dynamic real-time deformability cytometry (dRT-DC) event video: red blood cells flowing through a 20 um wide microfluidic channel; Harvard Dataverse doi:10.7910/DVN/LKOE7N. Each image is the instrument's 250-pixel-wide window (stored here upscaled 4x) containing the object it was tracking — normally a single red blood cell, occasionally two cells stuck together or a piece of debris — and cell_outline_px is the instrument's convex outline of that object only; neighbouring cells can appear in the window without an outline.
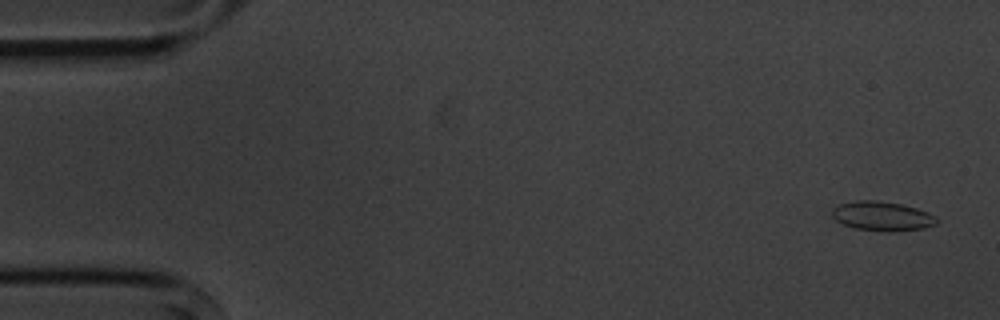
{"species": "common noctule bat (a hibernating species)", "species_latin": "Nyctalus noctula", "temperature_condition": "cold", "stored_images_in_passage": 3, "camera_frame_rate_fps": 3000, "um_per_image_px": 0.085, "animal": {"sex": "male", "body_mass_g": 20.1, "forearm_length_mm": 53.5}, "frame": {"image": 1, "passage_image": 1, "time_ms": 0.0, "image_size_px": [1000, 320], "cell_outline_px": [[940, 220], [936, 224], [924, 228], [896, 232], [888, 232], [856, 228], [844, 224], [836, 220], [832, 216], [832, 208], [840, 204], [856, 200], [876, 200], [900, 204], [916, 208], [928, 212], [936, 216]], "centroid_in_image_um": [75.02, 18.37], "position_along_channel_um": 10.0, "area_um2": 17.98}}